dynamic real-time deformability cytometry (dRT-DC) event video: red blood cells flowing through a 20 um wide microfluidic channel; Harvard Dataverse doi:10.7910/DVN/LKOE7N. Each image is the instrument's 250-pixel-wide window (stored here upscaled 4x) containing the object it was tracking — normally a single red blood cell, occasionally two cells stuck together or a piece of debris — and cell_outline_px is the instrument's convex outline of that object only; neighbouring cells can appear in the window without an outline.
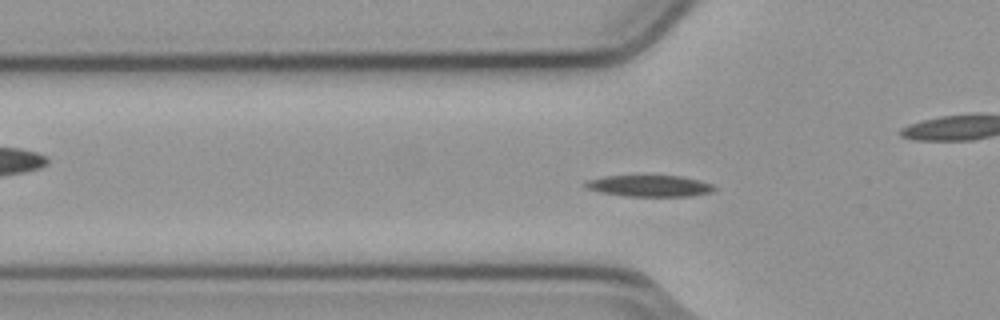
{"species": "common noctule bat (a hibernating species)", "species_latin": "Nyctalus noctula", "temperature_condition": "cold", "stored_images_in_passage": 56, "camera_frame_rate_fps": 3000, "um_per_image_px": 0.085, "animal": {"sex": "male", "body_mass_g": 23.1, "forearm_length_mm": 52.7}, "frame": {"image": 1, "passage_image": 18, "time_ms": 5.667, "image_size_px": [1000, 320], "cell_outline_px": [[716, 188], [712, 192], [692, 196], [624, 196], [600, 192], [584, 188], [584, 180], [604, 176], [680, 176], [712, 184]], "centroid_in_image_um": [55.14, 15.81], "position_along_channel_um": 70.7, "area_um2": 16.07}}
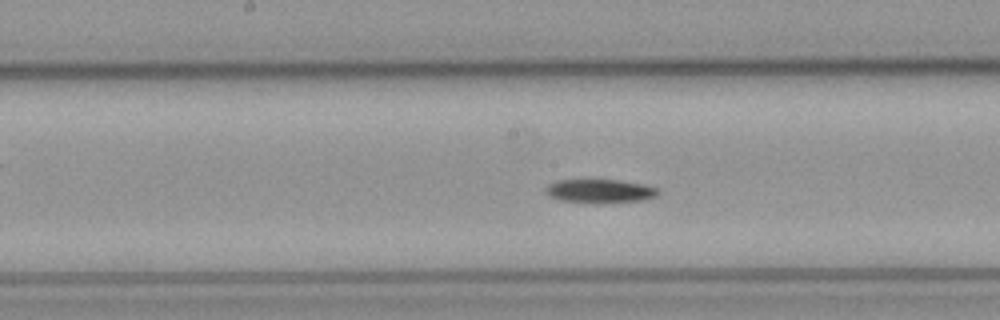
{"frame": {"image": 2, "passage_image": 28, "time_ms": 9.0, "image_size_px": [1000, 320], "cell_outline_px": [[660, 192], [656, 196], [644, 200], [560, 200], [548, 196], [544, 188], [548, 184], [560, 180], [620, 180], [644, 184], [660, 188]], "centroid_in_image_um": [51.02, 16.18], "position_along_channel_um": 197.2, "area_um2": 14.62}}
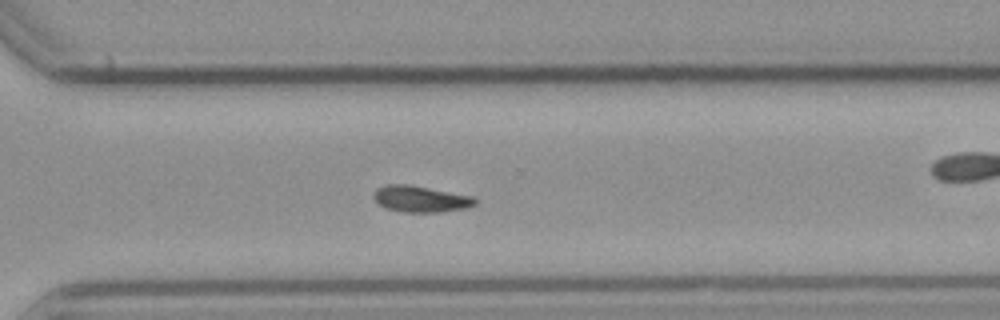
{"frame": {"image": 3, "passage_image": 39, "time_ms": 12.667, "image_size_px": [1000, 320], "cell_outline_px": [[476, 204], [468, 208], [436, 212], [404, 212], [384, 208], [372, 196], [372, 192], [376, 188], [388, 184], [408, 184], [472, 196], [476, 200]], "centroid_in_image_um": [35.71, 16.91], "position_along_channel_um": 334.9, "area_um2": 15.55}, "authors_computed_cell_mechanics": {"area_um2": 15.2303, "velocity_mm_per_s": 3.7743, "shape_relaxation_time_tau1_ms": 9.7231, "shape_relaxation_time_tau2_ms": null, "deformation_change_tau1": 0.1722, "deformation_change_tau2": null}}